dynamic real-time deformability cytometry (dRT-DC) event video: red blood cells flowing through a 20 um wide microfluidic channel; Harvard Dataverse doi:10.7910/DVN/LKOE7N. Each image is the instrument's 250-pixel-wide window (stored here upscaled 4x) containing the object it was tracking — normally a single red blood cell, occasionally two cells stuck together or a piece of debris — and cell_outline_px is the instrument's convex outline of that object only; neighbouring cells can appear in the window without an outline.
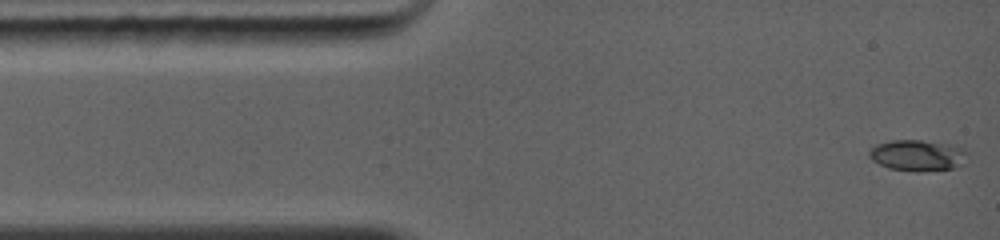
{"species": "common noctule bat (a hibernating species)", "species_latin": "Nyctalus noctula", "temperature_condition": "warm", "stored_images_in_passage": 61, "camera_frame_rate_fps": 5000, "um_per_image_px": 0.085, "animal": {"sex": "female", "body_mass_g": 19.0, "forearm_length_mm": 56.7}, "frame": {"image": 1, "passage_image": 1, "time_ms": 0.0, "image_size_px": [1000, 240], "cell_outline_px": [[968, 152], [964, 164], [956, 168], [920, 172], [916, 172], [888, 168], [872, 160], [868, 156], [868, 152], [876, 144], [892, 140], [920, 140], [948, 144], [960, 148]], "centroid_in_image_um": [77.99, 13.22], "position_along_channel_um": 7.0, "area_um2": 17.92}}
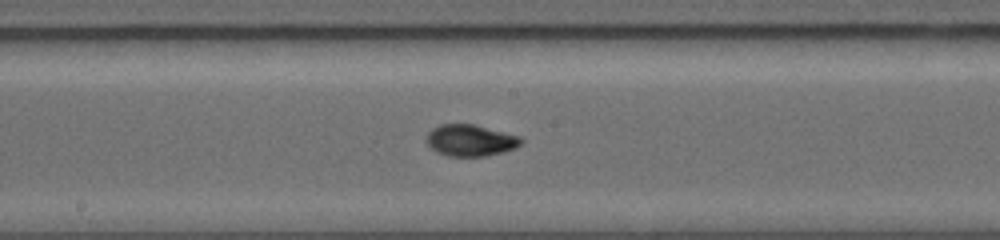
{"frame": {"image": 2, "passage_image": 25, "time_ms": 6.2, "image_size_px": [1000, 240], "cell_outline_px": [[524, 140], [516, 148], [504, 152], [484, 156], [448, 156], [436, 152], [424, 140], [428, 132], [432, 128], [440, 124], [472, 124], [520, 136]], "centroid_in_image_um": [39.97, 11.93], "position_along_channel_um": 208.2, "area_um2": 17.46}}
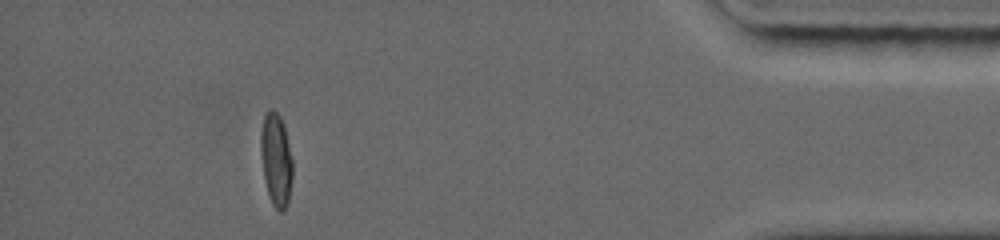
{"frame": {"image": 3, "passage_image": 49, "time_ms": 12.2, "image_size_px": [1000, 240], "cell_outline_px": [[292, 176], [288, 204], [280, 212], [272, 204], [264, 180], [260, 148], [260, 132], [264, 116], [268, 108], [272, 108], [280, 116], [284, 124], [292, 160]], "centroid_in_image_um": [23.46, 13.53], "position_along_channel_um": 411.7, "area_um2": 17.28}}